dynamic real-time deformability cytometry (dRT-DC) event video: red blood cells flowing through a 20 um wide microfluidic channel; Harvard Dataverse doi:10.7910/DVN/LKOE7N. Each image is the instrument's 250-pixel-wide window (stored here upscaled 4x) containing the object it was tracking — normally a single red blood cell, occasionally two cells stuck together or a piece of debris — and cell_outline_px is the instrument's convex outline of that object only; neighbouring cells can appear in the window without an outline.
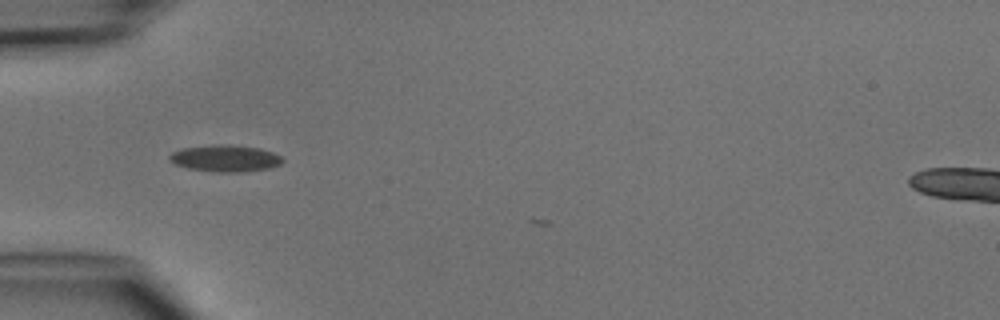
{"species": "common noctule bat (a hibernating species)", "species_latin": "Nyctalus noctula", "temperature_condition": "cold", "stored_images_in_passage": 2, "camera_frame_rate_fps": 3000, "um_per_image_px": 0.085, "animal": {"sex": "male", "body_mass_g": 15.6}, "frame": {"image": 1, "passage_image": 1, "time_ms": 0.0, "image_size_px": [1000, 320], "cell_outline_px": [[284, 160], [280, 164], [268, 168], [244, 172], [216, 172], [188, 168], [176, 164], [168, 160], [168, 156], [172, 152], [184, 148], [212, 144], [220, 144], [260, 148], [272, 152], [280, 156]], "centroid_in_image_um": [19.13, 13.46], "position_along_channel_um": 65.9, "area_um2": 17.51}}